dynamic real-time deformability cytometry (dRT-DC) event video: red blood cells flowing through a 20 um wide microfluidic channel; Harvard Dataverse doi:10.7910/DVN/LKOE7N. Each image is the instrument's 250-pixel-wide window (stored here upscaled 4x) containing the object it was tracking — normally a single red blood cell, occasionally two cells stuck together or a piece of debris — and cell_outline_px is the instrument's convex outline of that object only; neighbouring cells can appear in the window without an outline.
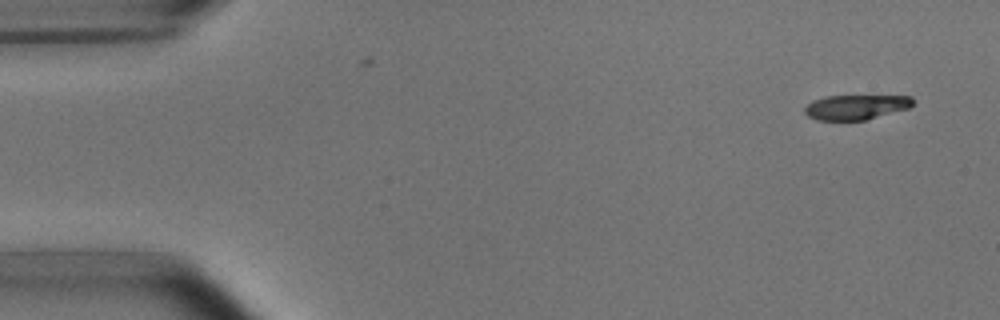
{"species": "common noctule bat (a hibernating species)", "species_latin": "Nyctalus noctula", "temperature_condition": "room temperature", "stored_images_in_passage": 5, "camera_frame_rate_fps": 3000, "um_per_image_px": 0.085, "animal": {"sex": "male", "body_mass_g": 15.6}, "frame": {"image": 1, "passage_image": 1, "time_ms": 0.0, "image_size_px": [1000, 320], "cell_outline_px": [[912, 104], [908, 108], [864, 120], [816, 120], [808, 116], [804, 112], [804, 108], [812, 100], [824, 96], [912, 96]], "centroid_in_image_um": [72.69, 9.1], "position_along_channel_um": 12.3, "area_um2": 15.49}}
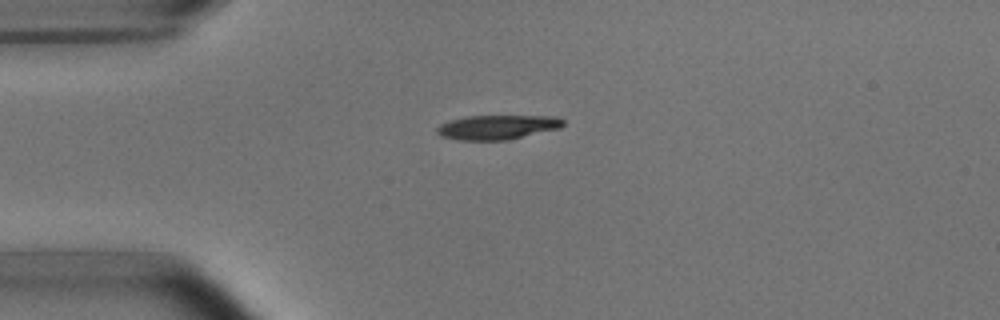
{"frame": {"image": 2, "passage_image": 4, "time_ms": 3.333, "image_size_px": [1000, 320], "cell_outline_px": [[564, 124], [560, 128], [508, 140], [460, 140], [440, 136], [436, 132], [436, 128], [440, 124], [448, 120], [468, 116], [556, 116], [564, 120]], "centroid_in_image_um": [42.26, 10.81], "position_along_channel_um": 42.7, "area_um2": 18.03}}